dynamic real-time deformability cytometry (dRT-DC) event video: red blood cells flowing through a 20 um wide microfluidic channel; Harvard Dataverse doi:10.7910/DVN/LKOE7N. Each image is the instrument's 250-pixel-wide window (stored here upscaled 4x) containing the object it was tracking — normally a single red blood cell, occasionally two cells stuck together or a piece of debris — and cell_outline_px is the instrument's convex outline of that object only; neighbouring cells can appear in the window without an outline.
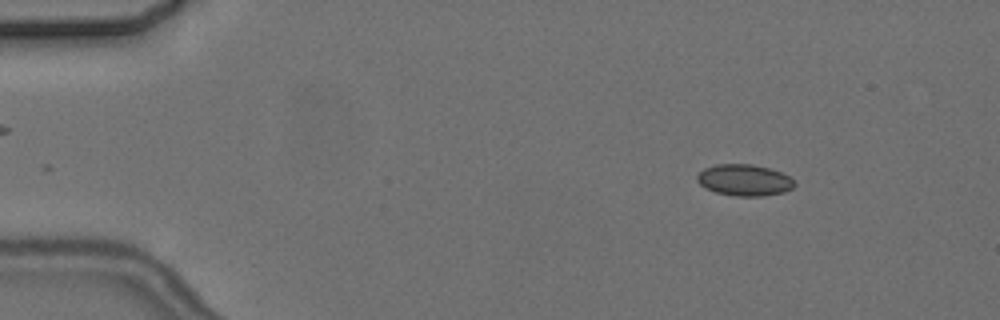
{"species": "common noctule bat (a hibernating species)", "species_latin": "Nyctalus noctula", "temperature_condition": "cold", "stored_images_in_passage": 7, "camera_frame_rate_fps": 3000, "um_per_image_px": 0.085, "animal": {"sex": "female", "body_mass_g": 24.6, "forearm_length_mm": 56.2}, "frame": {"image": 1, "passage_image": 2, "time_ms": 1.333, "image_size_px": [1000, 320], "cell_outline_px": [[796, 184], [792, 188], [784, 192], [764, 196], [736, 196], [716, 192], [700, 184], [696, 180], [696, 176], [704, 168], [716, 164], [752, 164], [768, 168], [780, 172], [788, 176]], "centroid_in_image_um": [63.26, 15.31], "position_along_channel_um": 21.7, "area_um2": 17.69}}
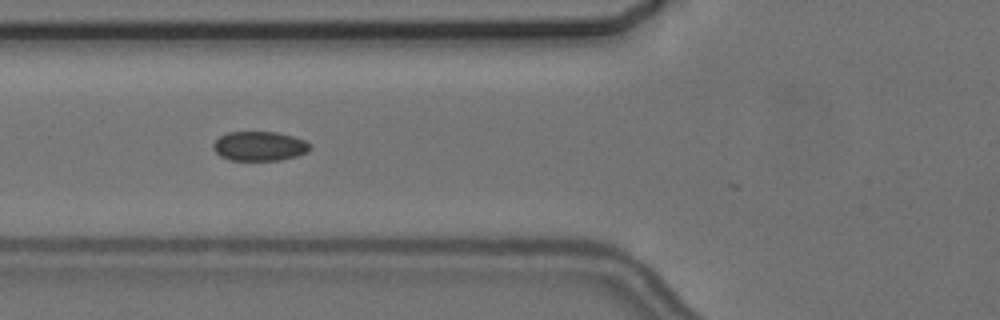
{"frame": {"image": 2, "passage_image": 6, "time_ms": 6.0, "image_size_px": [1000, 320], "cell_outline_px": [[312, 148], [308, 152], [296, 156], [280, 160], [228, 160], [220, 156], [212, 148], [212, 144], [220, 136], [228, 132], [276, 132], [292, 136], [304, 140], [312, 144]], "centroid_in_image_um": [22.06, 12.42], "position_along_channel_um": 103.7, "area_um2": 16.7}}
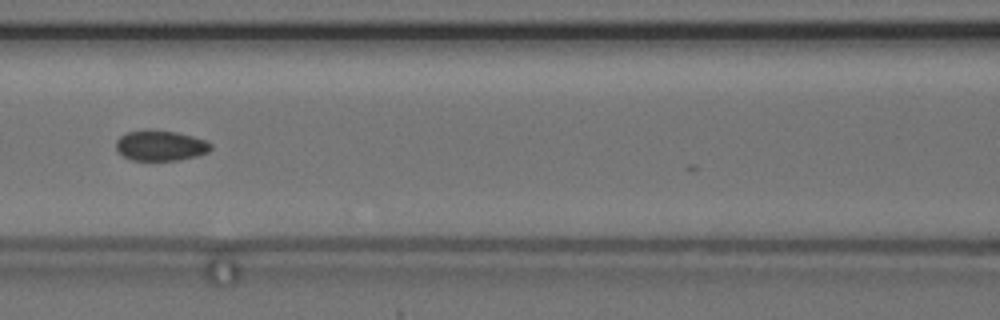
{"frame": {"image": 3, "passage_image": 7, "time_ms": 7.333, "image_size_px": [1000, 320], "cell_outline_px": [[212, 148], [208, 152], [196, 156], [176, 160], [132, 160], [116, 152], [116, 140], [120, 136], [128, 132], [148, 128], [176, 132], [192, 136], [204, 140], [212, 144]], "centroid_in_image_um": [13.61, 12.36], "position_along_channel_um": 153.0, "area_um2": 16.94}}